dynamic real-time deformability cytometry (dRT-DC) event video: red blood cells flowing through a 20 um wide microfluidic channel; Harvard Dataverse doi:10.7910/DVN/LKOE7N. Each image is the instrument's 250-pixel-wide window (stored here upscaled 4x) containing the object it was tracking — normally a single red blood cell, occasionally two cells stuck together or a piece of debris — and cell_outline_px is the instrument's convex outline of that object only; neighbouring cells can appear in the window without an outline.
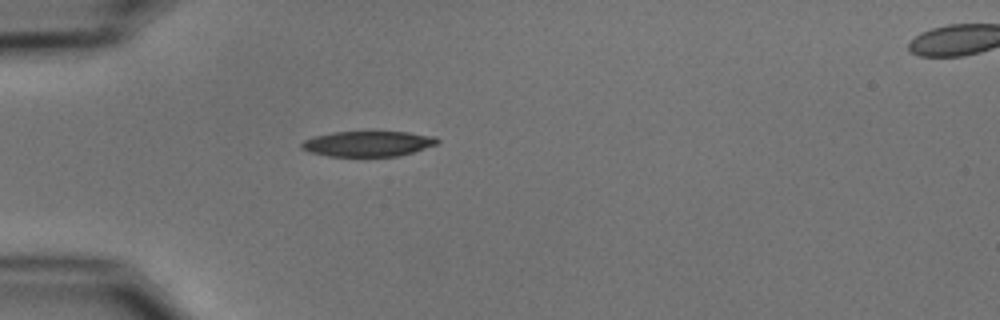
{"species": "common noctule bat (a hibernating species)", "species_latin": "Nyctalus noctula", "temperature_condition": "cold", "stored_images_in_passage": 39, "camera_frame_rate_fps": 3000, "um_per_image_px": 0.085, "animal": {"sex": "male", "body_mass_g": 15.6}, "frame": {"image": 1, "passage_image": 1, "time_ms": 0.0, "image_size_px": [1000, 320], "cell_outline_px": [[440, 140], [436, 144], [400, 156], [328, 156], [308, 152], [300, 148], [300, 144], [304, 140], [312, 136], [332, 132], [408, 132], [436, 136]], "centroid_in_image_um": [31.23, 12.21], "position_along_channel_um": 53.8, "area_um2": 20.17}}
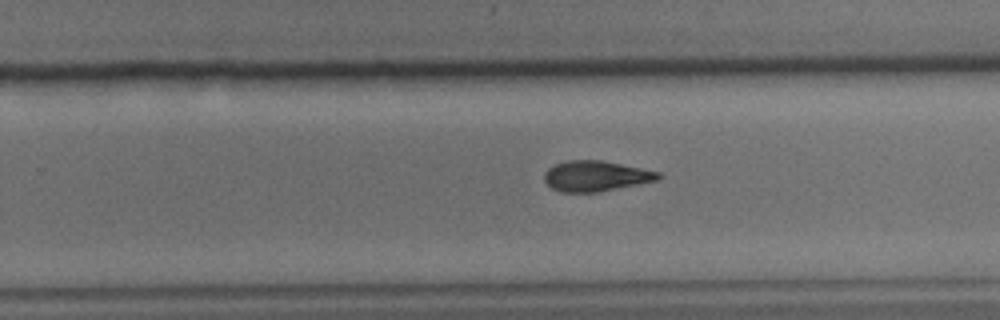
{"frame": {"image": 2, "passage_image": 20, "time_ms": 6.333, "image_size_px": [1000, 320], "cell_outline_px": [[660, 176], [656, 180], [600, 192], [560, 192], [552, 188], [544, 180], [544, 172], [552, 164], [564, 160], [600, 160], [660, 172]], "centroid_in_image_um": [50.57, 14.96], "position_along_channel_um": 279.2, "area_um2": 20.17}}
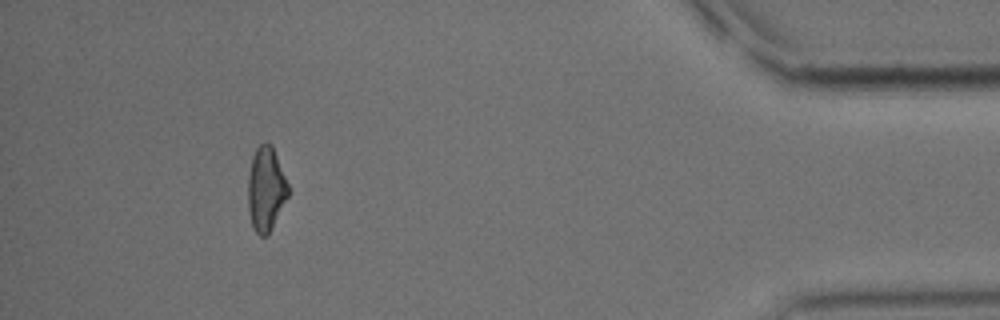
{"frame": {"image": 3, "passage_image": 35, "time_ms": 11.333, "image_size_px": [1000, 320], "cell_outline_px": [[288, 196], [268, 236], [260, 236], [252, 228], [248, 208], [248, 176], [252, 156], [256, 148], [264, 140], [268, 140], [272, 144], [288, 184]], "centroid_in_image_um": [22.59, 16.04], "position_along_channel_um": 412.6, "area_um2": 19.94}, "authors_computed_cell_mechanics": {"area_um2": 20.4034, "velocity_mm_per_s": 3.7225, "shape_relaxation_time_tau1_ms": 6.1102, "shape_relaxation_time_tau2_ms": 6.4196, "deformation_change_tau1": 0.1625, "deformation_change_tau2": 0.1637}}